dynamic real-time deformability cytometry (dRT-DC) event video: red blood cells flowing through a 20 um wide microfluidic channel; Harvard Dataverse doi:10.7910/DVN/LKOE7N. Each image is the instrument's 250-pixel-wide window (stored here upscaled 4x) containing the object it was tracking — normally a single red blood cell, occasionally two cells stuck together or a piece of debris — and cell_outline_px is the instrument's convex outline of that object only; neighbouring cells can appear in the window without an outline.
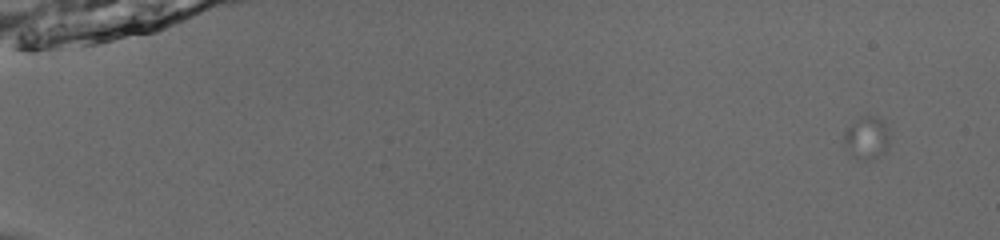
{"species": "common noctule bat (a hibernating species)", "species_latin": "Nyctalus noctula", "temperature_condition": "room temperature", "stored_images_in_passage": 52, "camera_frame_rate_fps": 3000, "um_per_image_px": 0.085, "animal": {"sex": "male", "body_mass_g": 13.0, "forearm_length_mm": 53.1}, "frame": {"image": 1, "passage_image": 1, "time_ms": 0.0, "image_size_px": [1000, 240], "cell_outline_px": [[888, 144], [884, 152], [868, 160], [856, 160], [852, 156], [844, 140], [844, 132], [860, 116], [872, 116], [880, 120], [884, 124], [888, 132]], "centroid_in_image_um": [73.65, 11.73], "position_along_channel_um": 11.3, "area_um2": 10.87}}
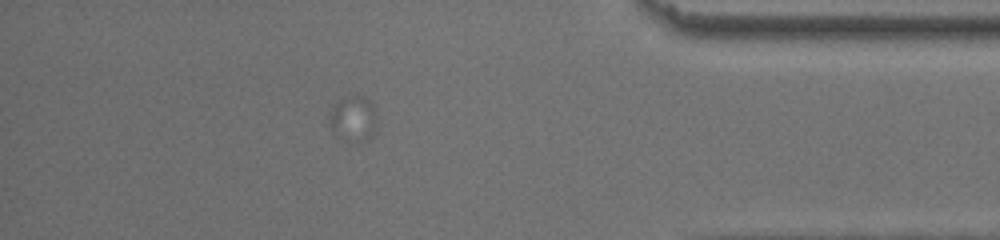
{"frame": {"image": 2, "passage_image": 52, "time_ms": 17.0, "image_size_px": [1000, 240], "cell_outline_px": [[376, 128], [372, 136], [364, 140], [356, 140], [332, 132], [328, 124], [328, 112], [344, 96], [364, 96], [376, 108]], "centroid_in_image_um": [30.03, 10.03], "position_along_channel_um": 405.2, "area_um2": 12.43}}